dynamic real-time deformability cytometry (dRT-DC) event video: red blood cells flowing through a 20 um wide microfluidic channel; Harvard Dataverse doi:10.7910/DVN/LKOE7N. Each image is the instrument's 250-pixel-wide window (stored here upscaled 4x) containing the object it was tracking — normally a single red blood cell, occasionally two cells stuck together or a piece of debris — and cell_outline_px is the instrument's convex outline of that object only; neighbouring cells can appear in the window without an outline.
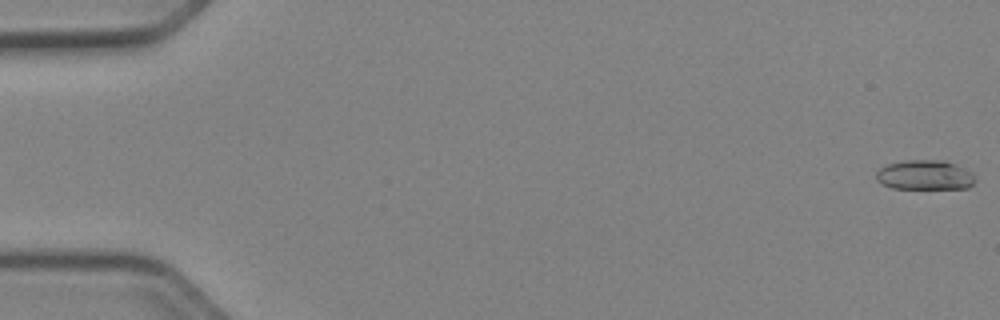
{"species": "Egyptian fruit bat (a non-hibernating species)", "species_latin": "Rousettus aegyptiacus", "temperature_condition": "cold", "stored_images_in_passage": 52, "camera_frame_rate_fps": 3000, "um_per_image_px": 0.085, "animal": {"sex": "female"}, "frame": {"image": 1, "passage_image": 1, "time_ms": 0.0, "image_size_px": [1000, 320], "cell_outline_px": [[976, 180], [968, 188], [892, 188], [876, 180], [876, 172], [880, 168], [888, 164], [904, 160], [944, 160], [956, 164], [972, 172], [976, 176]], "centroid_in_image_um": [78.64, 14.87], "position_along_channel_um": 6.4, "area_um2": 17.17}}
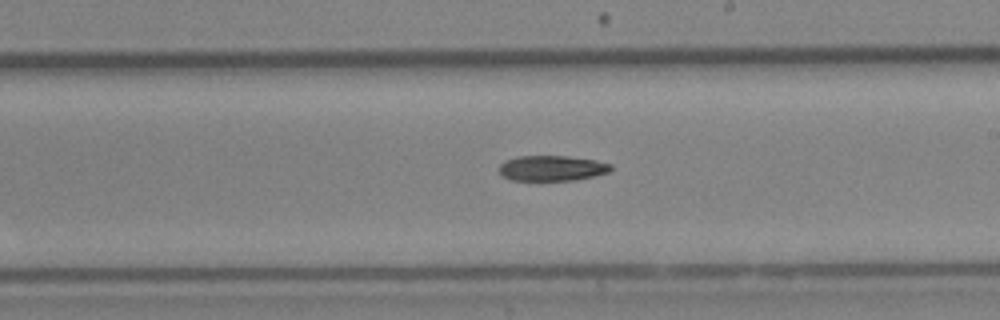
{"frame": {"image": 2, "passage_image": 31, "time_ms": 10.0, "image_size_px": [1000, 320], "cell_outline_px": [[612, 168], [608, 172], [576, 180], [512, 180], [504, 176], [500, 172], [500, 164], [504, 160], [516, 156], [568, 156], [596, 160], [612, 164]], "centroid_in_image_um": [46.91, 14.28], "position_along_channel_um": 242.1, "area_um2": 16.47}}
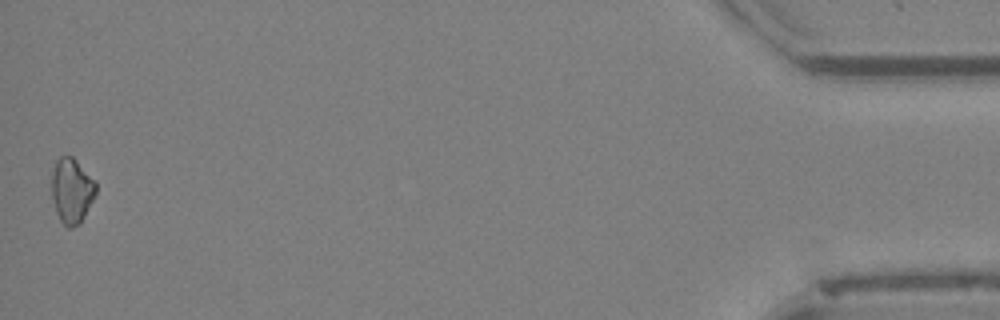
{"frame": {"image": 3, "passage_image": 52, "time_ms": 17.0, "image_size_px": [1000, 320], "cell_outline_px": [[96, 192], [80, 224], [72, 228], [68, 228], [60, 220], [56, 212], [52, 196], [52, 172], [56, 160], [60, 156], [72, 156], [96, 180]], "centroid_in_image_um": [6.1, 16.2], "position_along_channel_um": 429.1, "area_um2": 16.76}, "authors_computed_cell_mechanics": {"area_um2": 17.2244, "velocity_mm_per_s": 3.9633, "shape_relaxation_time_tau1_ms": 5.6711, "shape_relaxation_time_tau2_ms": null, "deformation_change_tau1": 0.0906, "deformation_change_tau2": null}}